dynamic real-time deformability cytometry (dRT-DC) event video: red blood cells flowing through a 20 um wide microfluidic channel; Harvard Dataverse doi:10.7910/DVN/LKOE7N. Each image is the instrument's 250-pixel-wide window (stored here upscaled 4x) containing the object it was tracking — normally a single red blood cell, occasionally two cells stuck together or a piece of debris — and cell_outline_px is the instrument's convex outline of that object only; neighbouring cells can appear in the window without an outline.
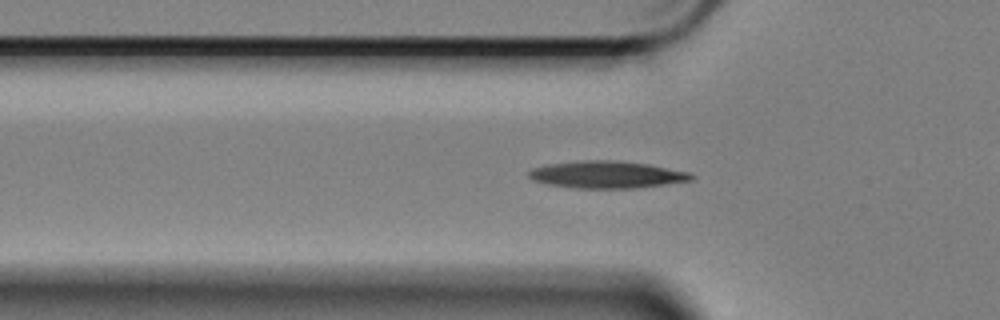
{"species": "Egyptian fruit bat (a non-hibernating species)", "species_latin": "Rousettus aegyptiacus", "temperature_condition": "cold", "stored_images_in_passage": 49, "camera_frame_rate_fps": 3000, "um_per_image_px": 0.085, "animal": {"sex": "female"}, "frame": {"image": 1, "passage_image": 14, "time_ms": 4.333, "image_size_px": [1000, 320], "cell_outline_px": [[696, 176], [692, 180], [636, 188], [572, 188], [548, 184], [532, 180], [528, 176], [528, 172], [532, 168], [548, 164], [576, 160], [620, 160], [648, 164], [688, 172]], "centroid_in_image_um": [51.54, 14.83], "position_along_channel_um": 74.3, "area_um2": 25.84}}
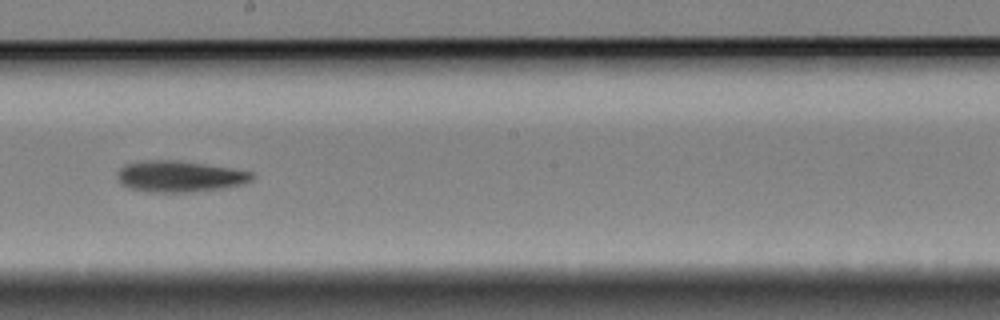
{"frame": {"image": 2, "passage_image": 28, "time_ms": 9.0, "image_size_px": [1000, 320], "cell_outline_px": [[256, 176], [252, 180], [240, 184], [224, 188], [192, 192], [144, 192], [128, 188], [120, 184], [116, 176], [116, 172], [124, 164], [144, 160], [176, 160], [232, 168], [252, 172]], "centroid_in_image_um": [15.21, 15.0], "position_along_channel_um": 233.0, "area_um2": 24.8}}
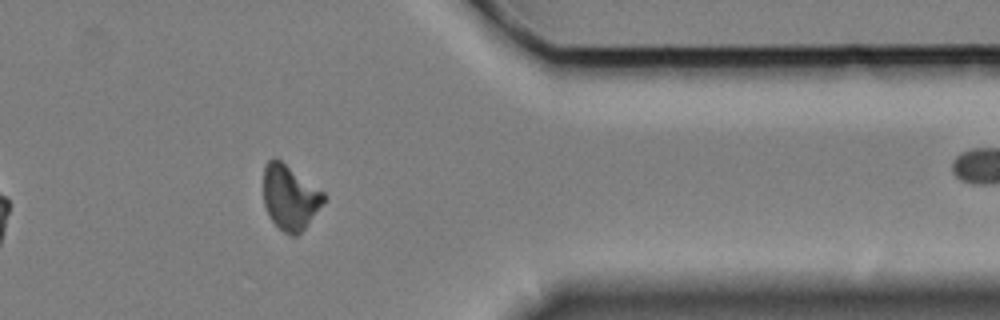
{"frame": {"image": 3, "passage_image": 43, "time_ms": 14.0, "image_size_px": [1000, 320], "cell_outline_px": [[328, 196], [324, 204], [304, 228], [296, 236], [292, 236], [284, 232], [272, 220], [264, 204], [264, 168], [268, 160], [276, 156], [324, 192]], "centroid_in_image_um": [24.67, 16.75], "position_along_channel_um": 386.7, "area_um2": 22.77}, "authors_computed_cell_mechanics": {"area_um2": 23.8136, "velocity_mm_per_s": 3.3821, "shape_relaxation_time_tau1_ms": 7.2228, "shape_relaxation_time_tau2_ms": null, "deformation_change_tau1": 0.1441, "deformation_change_tau2": null}}